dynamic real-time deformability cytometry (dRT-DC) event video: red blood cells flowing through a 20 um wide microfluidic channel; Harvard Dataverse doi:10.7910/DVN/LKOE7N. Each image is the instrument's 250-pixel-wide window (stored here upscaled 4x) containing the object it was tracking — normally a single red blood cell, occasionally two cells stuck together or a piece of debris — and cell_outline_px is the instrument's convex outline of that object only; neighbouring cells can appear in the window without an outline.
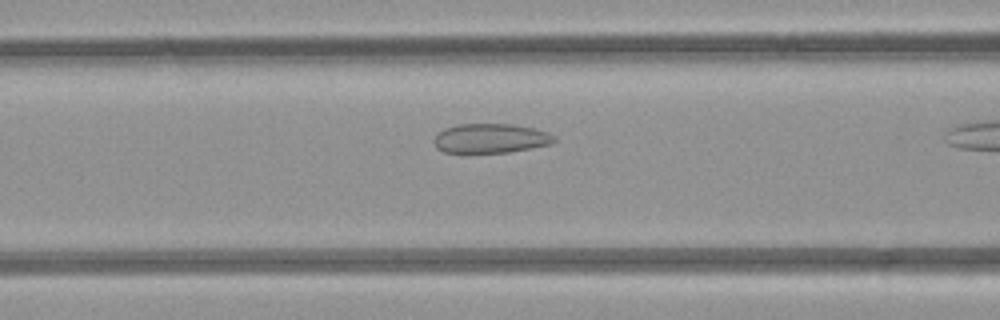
{"species": "common noctule bat (a hibernating species)", "species_latin": "Nyctalus noctula", "temperature_condition": "room temperature", "stored_images_in_passage": 4, "camera_frame_rate_fps": 3000, "um_per_image_px": 0.085, "animal": {"sex": "female", "body_mass_g": 21.9}, "frame": {"image": 1, "passage_image": 3, "time_ms": 2.333, "image_size_px": [1000, 320], "cell_outline_px": [[556, 140], [552, 144], [532, 148], [508, 152], [444, 152], [436, 148], [432, 140], [444, 128], [460, 124], [512, 124], [536, 128], [548, 132], [556, 136]], "centroid_in_image_um": [41.74, 11.75], "position_along_channel_um": 124.9, "area_um2": 20.69}}